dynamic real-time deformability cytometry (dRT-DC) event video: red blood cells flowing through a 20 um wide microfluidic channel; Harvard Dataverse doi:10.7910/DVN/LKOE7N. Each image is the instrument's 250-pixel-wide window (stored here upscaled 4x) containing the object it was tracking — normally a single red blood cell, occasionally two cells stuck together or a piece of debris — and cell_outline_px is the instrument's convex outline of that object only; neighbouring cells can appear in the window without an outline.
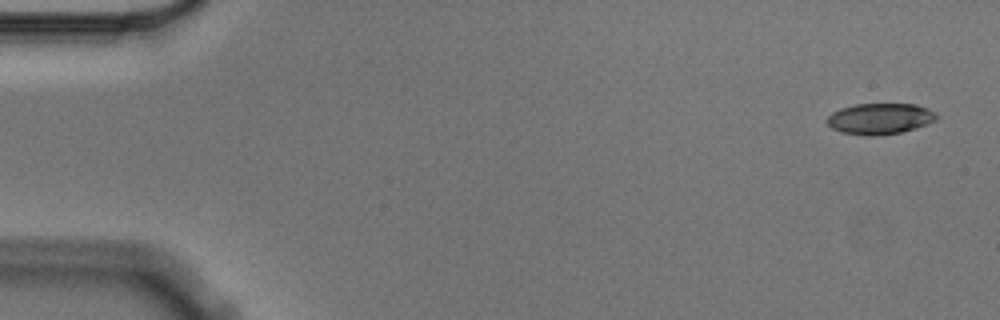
{"species": "Egyptian fruit bat (a non-hibernating species)", "species_latin": "Rousettus aegyptiacus", "temperature_condition": "cold", "stored_images_in_passage": 5, "camera_frame_rate_fps": 3000, "um_per_image_px": 0.085, "animal": {"sex": "male"}, "frame": {"image": 1, "passage_image": 1, "time_ms": 0.0, "image_size_px": [1000, 320], "cell_outline_px": [[940, 116], [936, 120], [900, 132], [876, 136], [868, 136], [840, 132], [832, 128], [828, 124], [828, 116], [832, 112], [840, 108], [856, 104], [916, 104], [928, 108], [936, 112]], "centroid_in_image_um": [74.79, 10.08], "position_along_channel_um": 10.2, "area_um2": 19.71}}
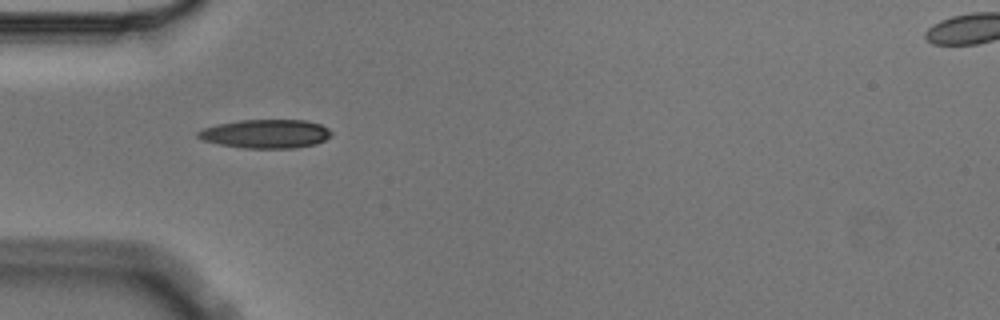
{"frame": {"image": 2, "passage_image": 5, "time_ms": 1.333, "image_size_px": [1000, 320], "cell_outline_px": [[332, 136], [316, 144], [292, 148], [244, 148], [220, 144], [204, 140], [196, 136], [196, 132], [204, 128], [216, 124], [240, 120], [304, 120], [320, 124], [328, 128], [332, 132]], "centroid_in_image_um": [22.6, 11.37], "position_along_channel_um": 62.4, "area_um2": 22.31}}